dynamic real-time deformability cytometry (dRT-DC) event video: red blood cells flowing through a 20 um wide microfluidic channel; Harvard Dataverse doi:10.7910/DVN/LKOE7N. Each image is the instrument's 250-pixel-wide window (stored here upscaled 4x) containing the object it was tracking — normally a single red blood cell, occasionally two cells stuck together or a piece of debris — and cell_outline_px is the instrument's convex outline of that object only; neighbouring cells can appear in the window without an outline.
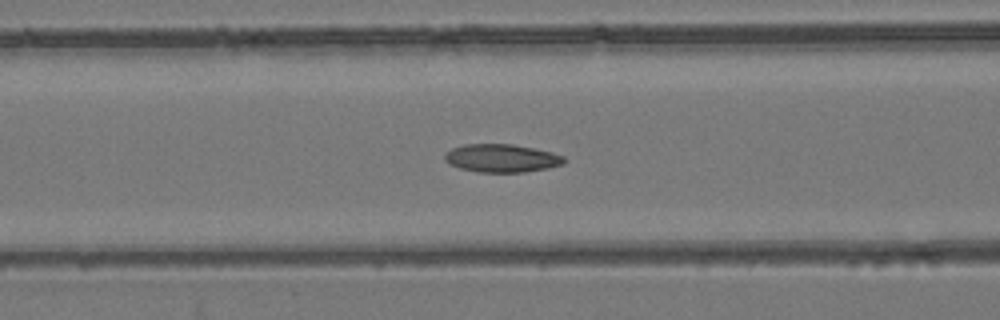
{"species": "common noctule bat (a hibernating species)", "species_latin": "Nyctalus noctula", "temperature_condition": "room temperature", "stored_images_in_passage": 55, "camera_frame_rate_fps": 3000, "um_per_image_px": 0.085, "animal": {"sex": "female", "body_mass_g": 24.6, "forearm_length_mm": 56.2}, "frame": {"image": 1, "passage_image": 23, "time_ms": 7.333, "image_size_px": [1000, 320], "cell_outline_px": [[568, 160], [564, 164], [548, 168], [524, 172], [476, 172], [460, 168], [448, 164], [444, 160], [444, 156], [452, 148], [464, 144], [512, 144], [536, 148], [552, 152], [564, 156]], "centroid_in_image_um": [42.67, 13.44], "position_along_channel_um": 123.9, "area_um2": 19.77}}
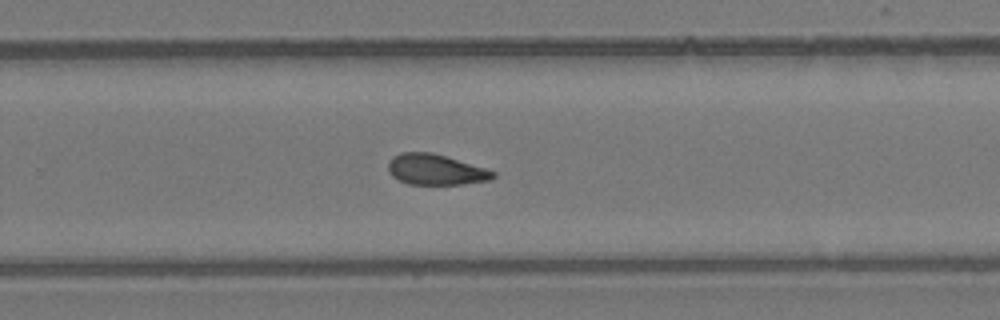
{"frame": {"image": 2, "passage_image": 36, "time_ms": 11.667, "image_size_px": [1000, 320], "cell_outline_px": [[496, 176], [492, 180], [460, 184], [408, 184], [392, 176], [388, 172], [388, 160], [392, 156], [400, 152], [432, 152], [484, 168], [496, 172]], "centroid_in_image_um": [37.0, 14.41], "position_along_channel_um": 292.8, "area_um2": 18.73}}
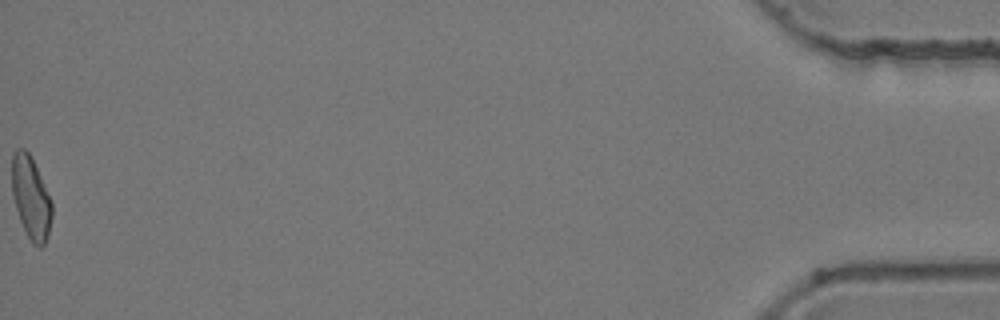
{"frame": {"image": 3, "passage_image": 55, "time_ms": 18.0, "image_size_px": [1000, 320], "cell_outline_px": [[52, 216], [48, 236], [44, 244], [40, 248], [32, 244], [20, 220], [12, 196], [12, 152], [16, 148], [24, 148], [28, 152], [52, 200]], "centroid_in_image_um": [2.62, 16.81], "position_along_channel_um": 432.6, "area_um2": 19.19}, "authors_computed_cell_mechanics": {"area_um2": 19.3052, "velocity_mm_per_s": 3.9077, "shape_relaxation_time_tau1_ms": null, "shape_relaxation_time_tau2_ms": 4.6247, "deformation_change_tau1": null, "deformation_change_tau2": 0.1055}}